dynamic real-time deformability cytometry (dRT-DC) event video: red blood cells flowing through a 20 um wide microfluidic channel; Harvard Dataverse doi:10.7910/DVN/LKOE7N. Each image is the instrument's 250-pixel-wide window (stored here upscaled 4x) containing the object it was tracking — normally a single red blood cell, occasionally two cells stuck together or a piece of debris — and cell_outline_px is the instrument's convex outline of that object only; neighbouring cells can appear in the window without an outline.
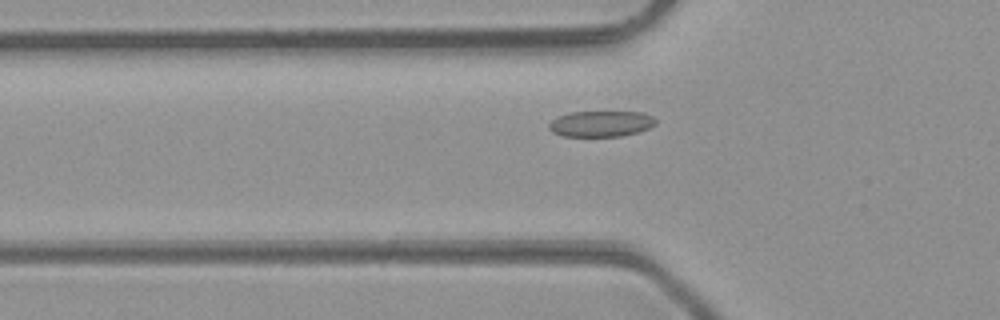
{"species": "common noctule bat (a hibernating species)", "species_latin": "Nyctalus noctula", "temperature_condition": "room temperature", "stored_images_in_passage": 42, "camera_frame_rate_fps": 3000, "um_per_image_px": 0.085, "animal": {"sex": "male", "body_mass_g": 23.1, "forearm_length_mm": 52.7}, "frame": {"image": 1, "passage_image": 10, "time_ms": 3.0, "image_size_px": [1000, 320], "cell_outline_px": [[656, 124], [648, 128], [636, 132], [620, 136], [564, 136], [552, 132], [548, 128], [548, 124], [556, 116], [572, 112], [644, 112], [652, 116], [656, 120]], "centroid_in_image_um": [51.06, 10.51], "position_along_channel_um": 74.7, "area_um2": 16.07}}
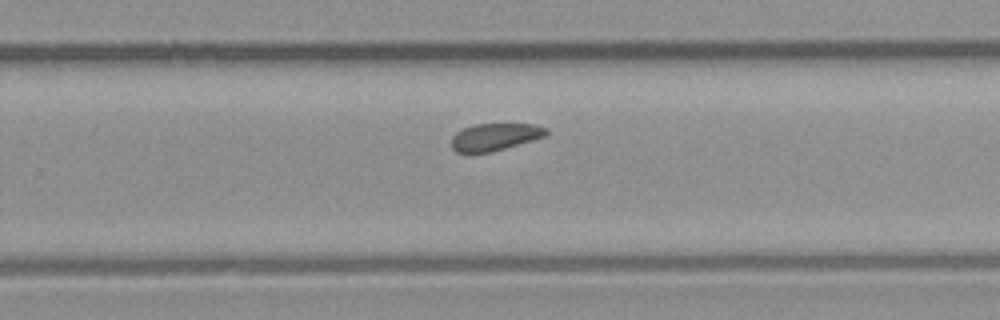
{"frame": {"image": 2, "passage_image": 25, "time_ms": 8.0, "image_size_px": [1000, 320], "cell_outline_px": [[548, 136], [492, 152], [456, 152], [452, 148], [452, 136], [456, 132], [464, 128], [476, 124], [536, 124], [548, 128]], "centroid_in_image_um": [42.12, 11.63], "position_along_channel_um": 287.7, "area_um2": 15.14}}
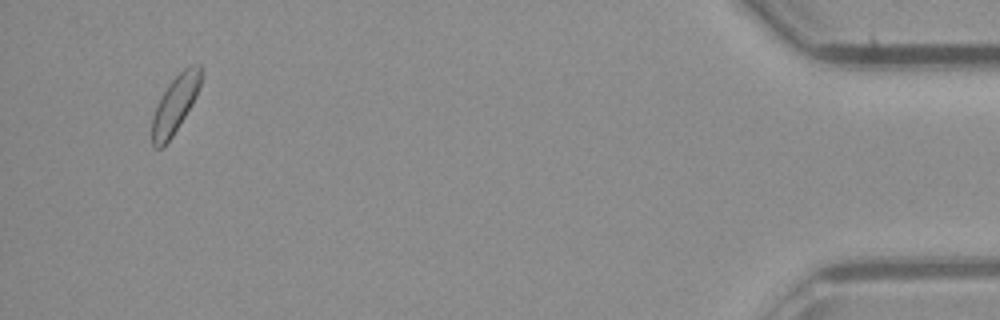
{"frame": {"image": 3, "passage_image": 40, "time_ms": 13.0, "image_size_px": [1000, 320], "cell_outline_px": [[200, 84], [196, 96], [192, 104], [172, 136], [160, 148], [156, 148], [152, 144], [152, 116], [160, 96], [168, 84], [188, 64], [200, 64]], "centroid_in_image_um": [14.86, 8.84], "position_along_channel_um": 420.3, "area_um2": 16.07}}